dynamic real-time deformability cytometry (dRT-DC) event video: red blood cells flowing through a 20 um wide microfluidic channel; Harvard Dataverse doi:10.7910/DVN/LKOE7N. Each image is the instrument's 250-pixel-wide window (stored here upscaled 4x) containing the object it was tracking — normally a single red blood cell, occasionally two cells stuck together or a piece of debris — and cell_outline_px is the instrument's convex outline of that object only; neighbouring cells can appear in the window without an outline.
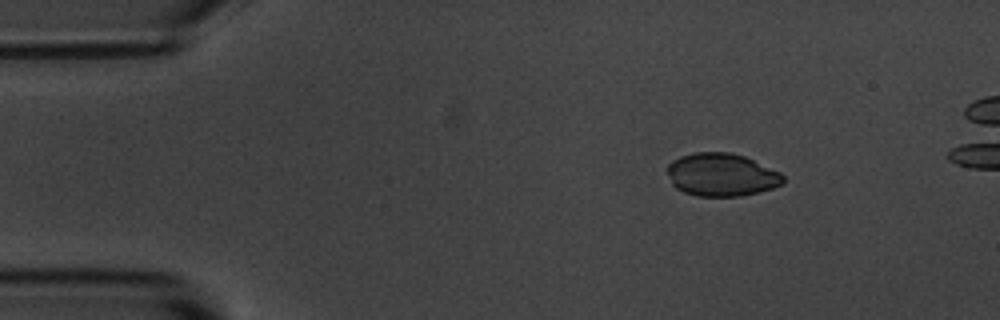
{"species": "common noctule bat (a hibernating species)", "species_latin": "Nyctalus noctula", "temperature_condition": "room temperature", "stored_images_in_passage": 52, "camera_frame_rate_fps": 3000, "um_per_image_px": 0.085, "animal": {"sex": "male", "body_mass_g": 20.1, "forearm_length_mm": 53.5}, "frame": {"image": 1, "passage_image": 7, "time_ms": 2.0, "image_size_px": [1000, 320], "cell_outline_px": [[784, 184], [772, 188], [740, 196], [696, 196], [684, 192], [676, 188], [672, 184], [668, 172], [668, 164], [672, 160], [680, 156], [696, 152], [728, 152], [744, 156], [780, 172], [784, 176]], "centroid_in_image_um": [61.32, 14.85], "position_along_channel_um": 23.7, "area_um2": 28.9}}
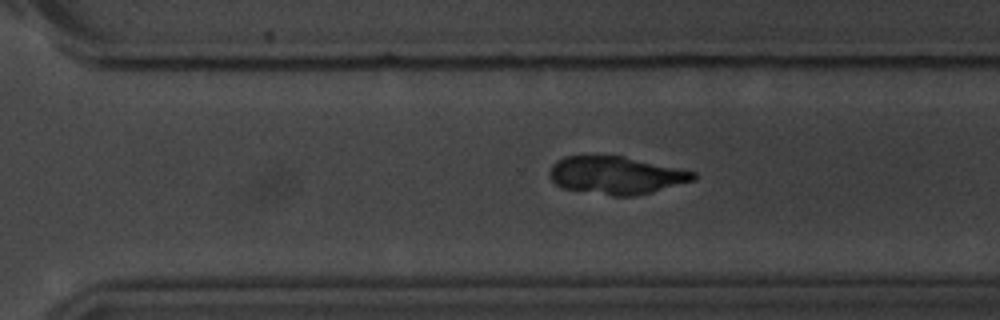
{"frame": {"image": 2, "passage_image": 37, "time_ms": 12.0, "image_size_px": [1000, 320], "cell_outline_px": [[696, 180], [652, 192], [636, 196], [612, 196], [564, 188], [556, 184], [548, 176], [548, 172], [552, 164], [556, 160], [564, 156], [620, 156], [696, 172]], "centroid_in_image_um": [52.34, 14.91], "position_along_channel_um": 318.3, "area_um2": 31.44}}
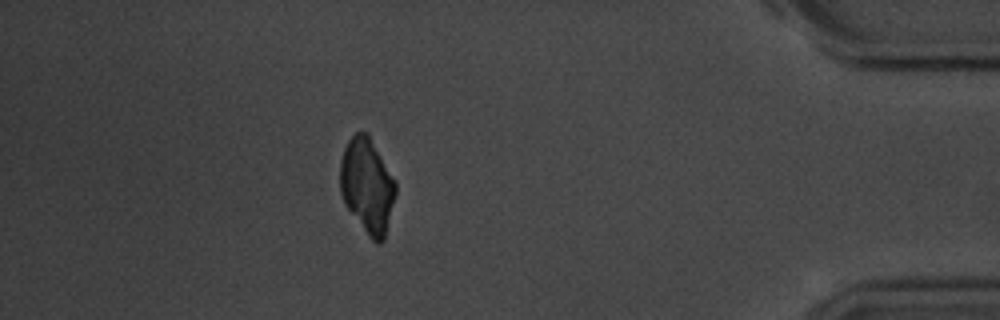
{"frame": {"image": 3, "passage_image": 48, "time_ms": 15.667, "image_size_px": [1000, 320], "cell_outline_px": [[396, 192], [384, 240], [380, 244], [376, 244], [368, 236], [344, 204], [340, 192], [340, 160], [344, 148], [348, 140], [356, 132], [368, 132], [396, 180]], "centroid_in_image_um": [31.21, 15.77], "position_along_channel_um": 404.0, "area_um2": 31.04}}